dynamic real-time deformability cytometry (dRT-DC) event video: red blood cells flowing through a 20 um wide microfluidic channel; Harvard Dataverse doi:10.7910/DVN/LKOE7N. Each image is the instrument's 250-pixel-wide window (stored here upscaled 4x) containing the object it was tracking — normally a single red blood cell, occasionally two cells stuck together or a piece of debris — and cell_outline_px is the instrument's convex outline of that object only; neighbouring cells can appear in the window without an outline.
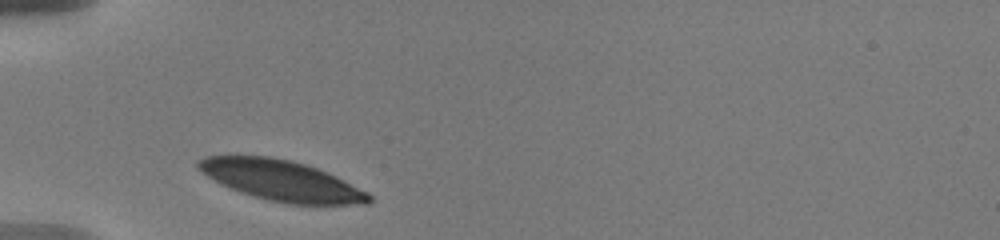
{"species": "human", "species_latin": "Homo sapiens", "temperature_condition": "warm", "stored_images_in_passage": 8, "camera_frame_rate_fps": 3000, "um_per_image_px": 0.085, "donor": {"sex": "male"}, "frame": {"image": 1, "passage_image": 1, "time_ms": 0.0, "image_size_px": [1000, 240], "cell_outline_px": [[372, 200], [368, 204], [288, 204], [268, 200], [240, 192], [208, 176], [196, 168], [196, 164], [204, 156], [272, 156], [304, 164], [328, 172], [368, 192], [372, 196]], "centroid_in_image_um": [23.95, 15.34], "position_along_channel_um": 61.0, "area_um2": 39.82}}
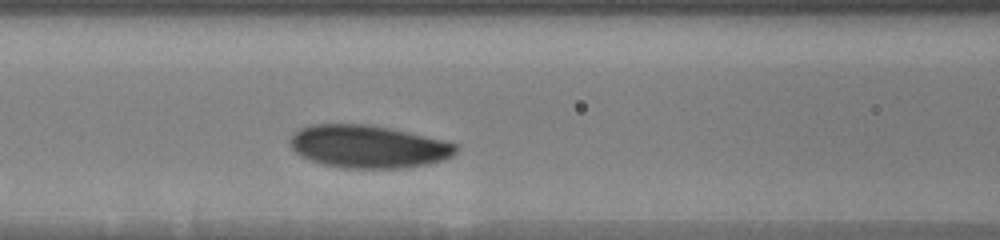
{"frame": {"image": 2, "passage_image": 6, "time_ms": 2.333, "image_size_px": [1000, 240], "cell_outline_px": [[460, 148], [452, 156], [444, 160], [428, 164], [400, 168], [344, 168], [320, 164], [308, 160], [300, 156], [292, 148], [288, 140], [300, 128], [312, 124], [368, 124], [408, 132], [456, 144]], "centroid_in_image_um": [31.27, 12.47], "position_along_channel_um": 135.3, "area_um2": 41.33}}
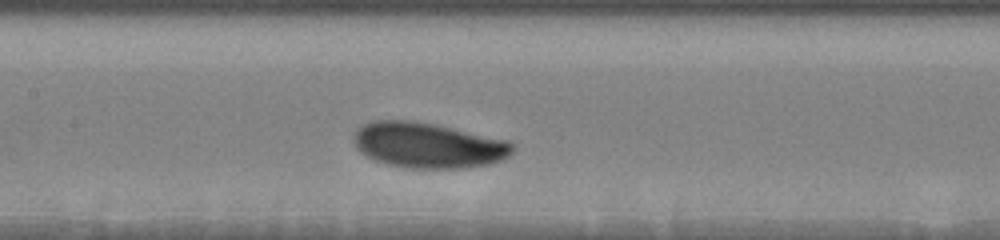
{"frame": {"image": 3, "passage_image": 8, "time_ms": 3.333, "image_size_px": [1000, 240], "cell_outline_px": [[516, 148], [508, 156], [500, 160], [488, 164], [464, 168], [408, 168], [388, 164], [364, 156], [356, 148], [352, 140], [352, 136], [356, 128], [372, 120], [412, 120], [432, 124], [508, 140], [516, 144]], "centroid_in_image_um": [36.35, 12.34], "position_along_channel_um": 171.1, "area_um2": 42.25}}